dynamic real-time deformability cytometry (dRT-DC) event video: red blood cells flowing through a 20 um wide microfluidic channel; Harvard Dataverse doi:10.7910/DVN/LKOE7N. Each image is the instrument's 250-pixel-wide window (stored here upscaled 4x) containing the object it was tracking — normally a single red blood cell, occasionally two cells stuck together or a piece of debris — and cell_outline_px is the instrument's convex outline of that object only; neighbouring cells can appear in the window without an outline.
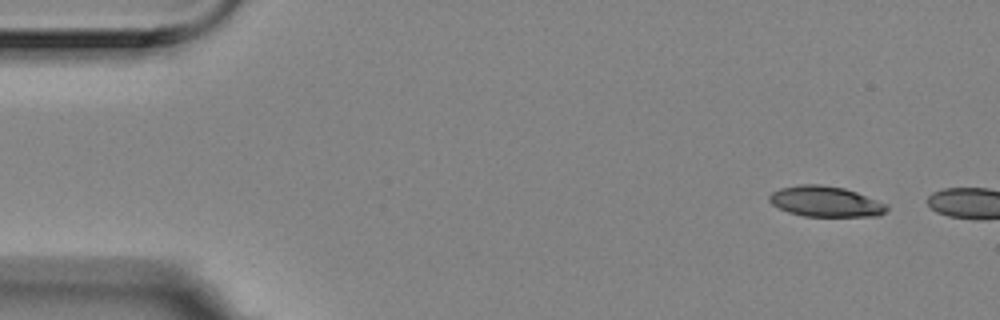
{"species": "Egyptian fruit bat (a non-hibernating species)", "species_latin": "Rousettus aegyptiacus", "temperature_condition": "room temperature", "stored_images_in_passage": 2, "camera_frame_rate_fps": 3000, "um_per_image_px": 0.085, "animal": {"sex": "female"}, "frame": {"image": 1, "passage_image": 1, "time_ms": 0.0, "image_size_px": [1000, 320], "cell_outline_px": [[888, 208], [880, 216], [804, 216], [788, 212], [772, 204], [768, 200], [768, 196], [772, 192], [780, 188], [800, 184], [820, 184], [844, 188], [856, 192], [888, 204]], "centroid_in_image_um": [70.16, 17.12], "position_along_channel_um": 14.8, "area_um2": 20.92}}